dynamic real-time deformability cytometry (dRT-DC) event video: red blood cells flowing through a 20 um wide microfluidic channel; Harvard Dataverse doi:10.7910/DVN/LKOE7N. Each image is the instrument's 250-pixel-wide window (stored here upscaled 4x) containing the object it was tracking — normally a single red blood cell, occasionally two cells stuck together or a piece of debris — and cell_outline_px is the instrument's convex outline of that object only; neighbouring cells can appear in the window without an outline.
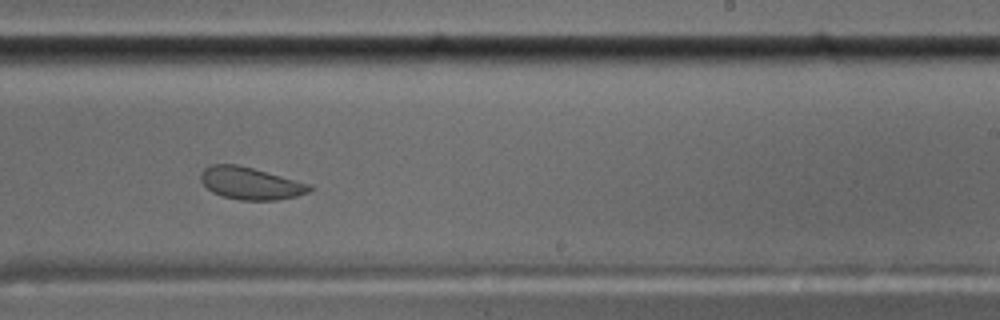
{"species": "common noctule bat (a hibernating species)", "species_latin": "Nyctalus noctula", "temperature_condition": "cold", "stored_images_in_passage": 53, "camera_frame_rate_fps": 3000, "um_per_image_px": 0.085, "animal": {"sex": "male", "body_mass_g": 17.5, "forearm_length_mm": 52.3}, "frame": {"image": 1, "passage_image": 31, "time_ms": 10.0, "image_size_px": [1000, 320], "cell_outline_px": [[312, 188], [308, 192], [296, 196], [276, 200], [240, 200], [224, 196], [212, 192], [200, 180], [200, 172], [204, 168], [212, 164], [236, 164], [252, 168], [312, 184]], "centroid_in_image_um": [21.28, 15.58], "position_along_channel_um": 267.7, "area_um2": 20.35}, "authors_computed_cell_mechanics": {"area_um2": 21.386, "velocity_mm_per_s": 3.4689, "shape_relaxation_time_tau1_ms": 5.5824, "shape_relaxation_time_tau2_ms": 1.6648, "deformation_change_tau1": 0.118, "deformation_change_tau2": 0.0658}}